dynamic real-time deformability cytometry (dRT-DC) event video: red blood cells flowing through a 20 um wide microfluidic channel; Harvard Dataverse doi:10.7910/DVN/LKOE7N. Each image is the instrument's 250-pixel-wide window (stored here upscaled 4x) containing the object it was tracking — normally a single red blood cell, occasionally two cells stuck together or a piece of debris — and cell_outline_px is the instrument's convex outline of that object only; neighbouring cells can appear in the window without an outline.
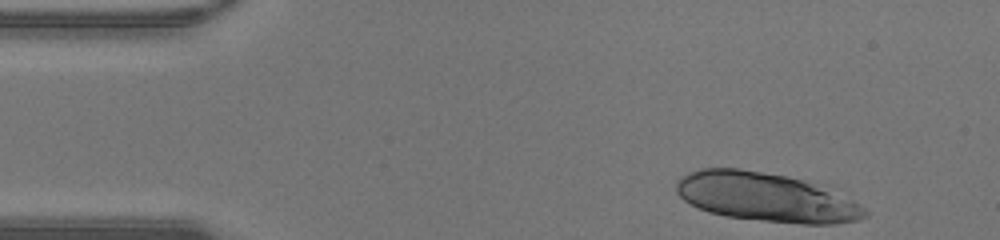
{"species": "human", "species_latin": "Homo sapiens", "temperature_condition": "warm", "stored_images_in_passage": 35, "segment_of_instrument_passage": [1, 2], "camera_frame_rate_fps": 3000, "um_per_image_px": 0.085, "donor": {"sex": "male"}, "frame": {"image": 1, "passage_image": 1, "time_ms": 0.0, "image_size_px": [1000, 240], "cell_outline_px": [[868, 216], [860, 220], [836, 224], [804, 224], [764, 220], [728, 216], [708, 212], [684, 200], [676, 192], [676, 180], [688, 172], [700, 168], [740, 168], [784, 176], [804, 180], [852, 200], [860, 204], [868, 212]], "centroid_in_image_um": [65.08, 16.76], "position_along_channel_um": 19.9, "area_um2": 53.18}}
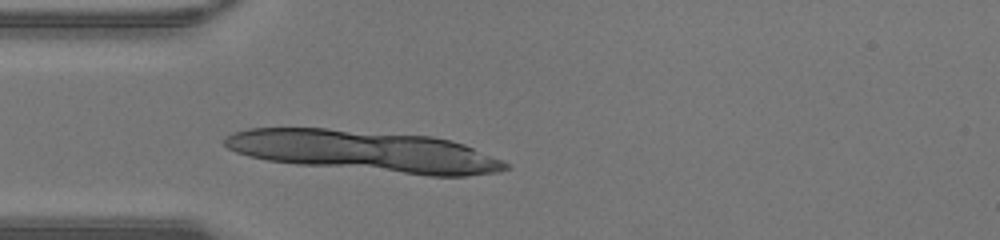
{"frame": {"image": 2, "passage_image": 9, "time_ms": 2.667, "image_size_px": [1000, 240], "cell_outline_px": [[508, 168], [500, 172], [464, 176], [432, 176], [296, 164], [268, 160], [248, 156], [236, 152], [228, 148], [224, 144], [224, 140], [228, 136], [236, 132], [248, 128], [324, 128], [432, 136], [452, 140], [464, 144], [504, 160], [508, 164]], "centroid_in_image_um": [31.03, 12.85], "position_along_channel_um": 54.0, "area_um2": 67.51}}